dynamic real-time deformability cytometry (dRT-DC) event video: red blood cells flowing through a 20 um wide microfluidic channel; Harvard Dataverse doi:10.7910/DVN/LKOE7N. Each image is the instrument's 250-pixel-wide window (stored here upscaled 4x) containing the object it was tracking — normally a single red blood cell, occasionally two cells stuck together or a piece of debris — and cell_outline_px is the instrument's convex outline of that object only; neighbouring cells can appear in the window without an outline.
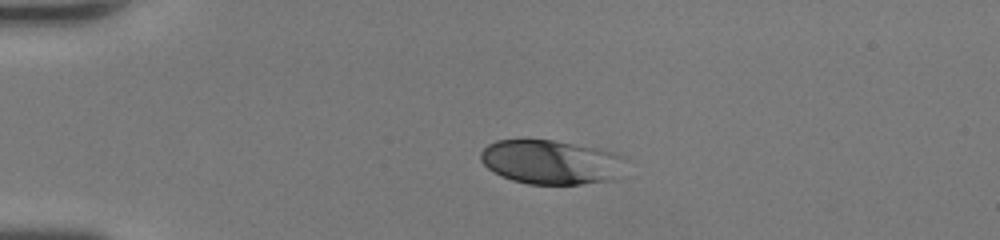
{"species": "human", "species_latin": "Homo sapiens", "temperature_condition": "room temperature", "stored_images_in_passage": 37, "camera_frame_rate_fps": 3000, "um_per_image_px": 0.085, "donor": {"sex": "female"}, "frame": {"image": 1, "passage_image": 1, "time_ms": 0.0, "image_size_px": [1000, 240], "cell_outline_px": [[624, 156], [608, 180], [580, 184], [528, 184], [512, 180], [500, 176], [488, 168], [480, 160], [480, 152], [488, 144], [496, 140], [528, 136], [600, 148]], "centroid_in_image_um": [46.64, 13.71], "position_along_channel_um": 38.4, "area_um2": 37.34}}
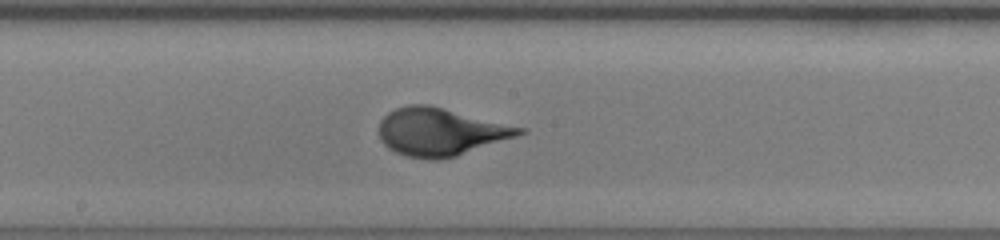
{"frame": {"image": 2, "passage_image": 16, "time_ms": 5.0, "image_size_px": [1000, 240], "cell_outline_px": [[528, 132], [456, 156], [440, 160], [428, 160], [404, 156], [388, 148], [380, 140], [380, 120], [388, 112], [396, 108], [408, 104], [428, 104], [528, 128]], "centroid_in_image_um": [37.45, 11.2], "position_along_channel_um": 210.8, "area_um2": 39.25}}
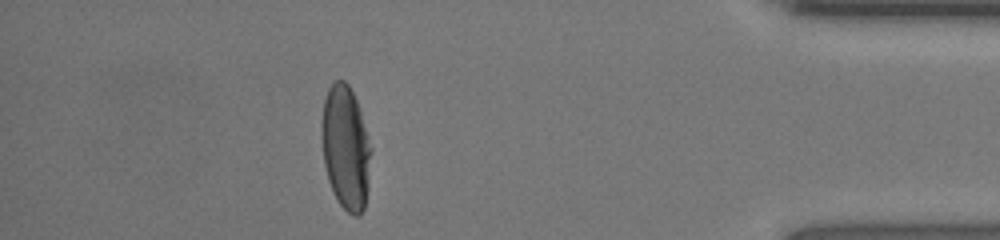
{"frame": {"image": 3, "passage_image": 32, "time_ms": 10.333, "image_size_px": [1000, 240], "cell_outline_px": [[372, 148], [364, 208], [360, 216], [352, 216], [340, 204], [328, 180], [324, 164], [320, 132], [320, 128], [324, 100], [328, 88], [332, 80], [344, 80], [348, 84], [356, 100]], "centroid_in_image_um": [29.36, 12.51], "position_along_channel_um": 405.8, "area_um2": 35.6}, "authors_computed_cell_mechanics": {"area_um2": 36.8764, "velocity_mm_per_s": 4.4111, "shape_relaxation_time_tau1_ms": 3.134, "shape_relaxation_time_tau2_ms": null, "deformation_change_tau1": 0.199, "deformation_change_tau2": null}}